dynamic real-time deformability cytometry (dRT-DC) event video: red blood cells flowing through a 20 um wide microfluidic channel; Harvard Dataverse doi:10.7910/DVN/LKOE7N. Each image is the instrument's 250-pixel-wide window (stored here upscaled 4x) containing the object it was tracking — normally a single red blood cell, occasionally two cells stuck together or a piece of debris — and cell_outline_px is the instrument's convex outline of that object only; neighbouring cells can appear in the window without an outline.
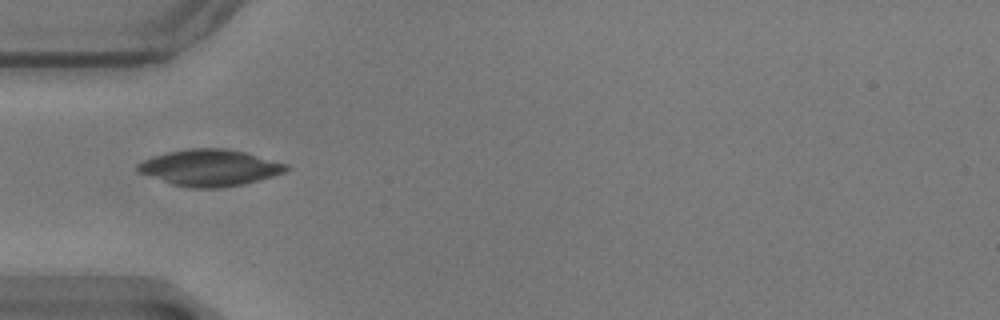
{"species": "common noctule bat (a hibernating species)", "species_latin": "Nyctalus noctula", "temperature_condition": "warm", "stored_images_in_passage": 14, "camera_frame_rate_fps": 3000, "um_per_image_px": 0.085, "animal": {"sex": "male", "body_mass_g": 17.9}, "frame": {"image": 1, "passage_image": 1, "time_ms": 0.0, "image_size_px": [1000, 320], "cell_outline_px": [[288, 168], [284, 172], [272, 176], [244, 184], [220, 188], [192, 188], [172, 184], [136, 172], [136, 164], [144, 160], [168, 152], [188, 148], [228, 148], [244, 152], [288, 164]], "centroid_in_image_um": [17.81, 14.26], "position_along_channel_um": 67.2, "area_um2": 31.44}}
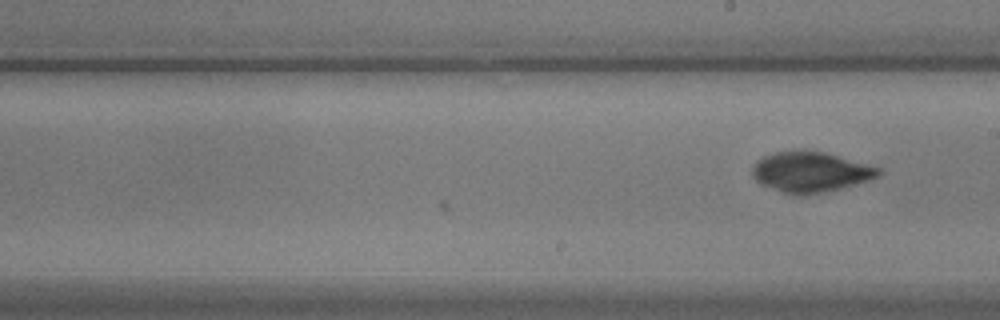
{"frame": {"image": 2, "passage_image": 14, "time_ms": 4.333, "image_size_px": [1000, 320], "cell_outline_px": [[880, 172], [876, 176], [868, 180], [804, 196], [796, 196], [780, 192], [760, 184], [752, 176], [752, 164], [756, 160], [772, 152], [800, 148], [804, 148], [824, 152], [880, 168]], "centroid_in_image_um": [68.76, 14.59], "position_along_channel_um": 220.2, "area_um2": 29.82}}